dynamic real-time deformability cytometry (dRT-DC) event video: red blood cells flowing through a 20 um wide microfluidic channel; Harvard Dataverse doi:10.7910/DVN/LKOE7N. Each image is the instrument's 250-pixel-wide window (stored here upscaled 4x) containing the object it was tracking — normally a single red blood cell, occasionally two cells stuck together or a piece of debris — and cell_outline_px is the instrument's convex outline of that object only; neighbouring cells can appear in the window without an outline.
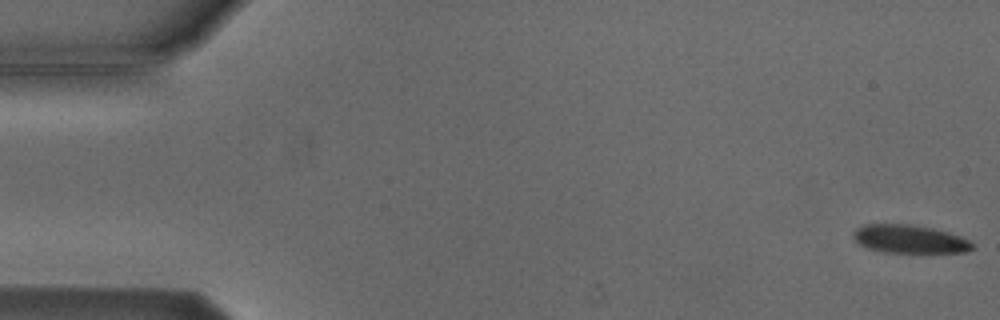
{"species": "Egyptian fruit bat (a non-hibernating species)", "species_latin": "Rousettus aegyptiacus", "temperature_condition": "cold", "stored_images_in_passage": 7, "camera_frame_rate_fps": 3000, "um_per_image_px": 0.085, "animal": {"sex": "male"}, "frame": {"image": 1, "passage_image": 1, "time_ms": 0.0, "image_size_px": [1000, 320], "cell_outline_px": [[976, 248], [964, 252], [884, 252], [868, 248], [860, 244], [852, 236], [852, 232], [856, 228], [864, 224], [908, 224], [932, 228], [948, 232], [960, 236], [968, 240]], "centroid_in_image_um": [77.29, 20.31], "position_along_channel_um": 7.7, "area_um2": 19.48}}
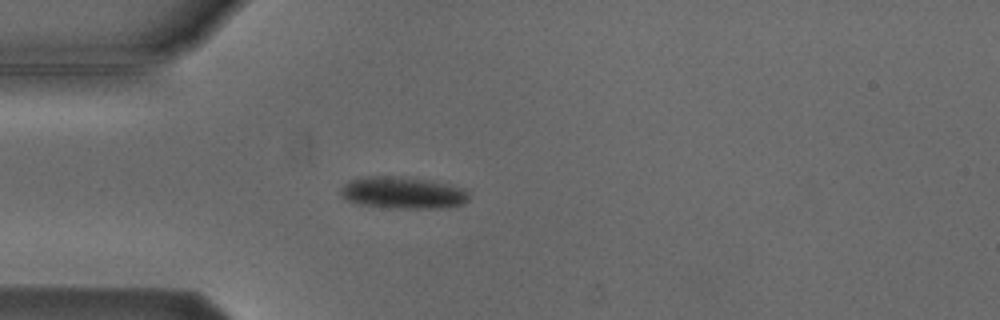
{"frame": {"image": 2, "passage_image": 5, "time_ms": 4.667, "image_size_px": [1000, 320], "cell_outline_px": [[468, 200], [464, 204], [448, 208], [392, 208], [352, 204], [344, 200], [340, 196], [340, 188], [348, 180], [368, 176], [392, 176], [432, 180], [464, 188], [468, 192]], "centroid_in_image_um": [34.2, 16.4], "position_along_channel_um": 50.8, "area_um2": 24.39}}